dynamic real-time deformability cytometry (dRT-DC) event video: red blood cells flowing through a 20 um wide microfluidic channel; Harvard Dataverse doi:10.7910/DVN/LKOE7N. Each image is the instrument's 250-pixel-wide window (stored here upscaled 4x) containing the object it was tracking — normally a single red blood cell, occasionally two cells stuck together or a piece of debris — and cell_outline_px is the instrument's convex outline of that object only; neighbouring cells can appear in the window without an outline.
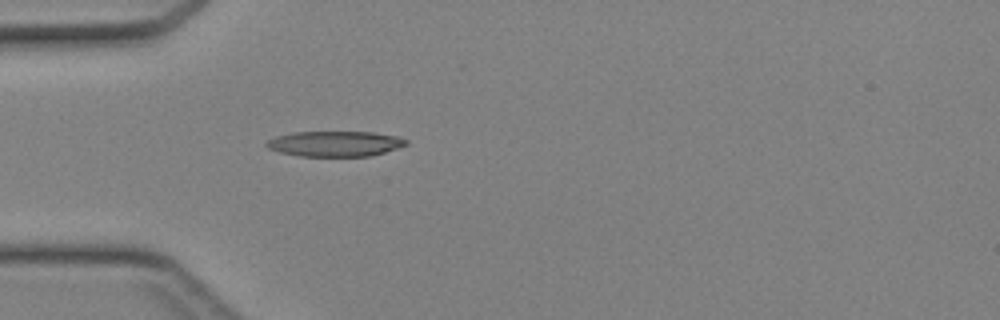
{"species": "Egyptian fruit bat (a non-hibernating species)", "species_latin": "Rousettus aegyptiacus", "temperature_condition": "cold", "stored_images_in_passage": 27, "camera_frame_rate_fps": 3000, "um_per_image_px": 0.085, "animal": {"sex": "female"}, "frame": {"image": 1, "passage_image": 1, "time_ms": 0.0, "image_size_px": [1000, 320], "cell_outline_px": [[408, 144], [400, 148], [372, 156], [300, 156], [280, 152], [268, 148], [264, 144], [268, 140], [276, 136], [296, 132], [372, 132], [396, 136], [408, 140]], "centroid_in_image_um": [28.51, 12.22], "position_along_channel_um": 56.5, "area_um2": 20.69}}
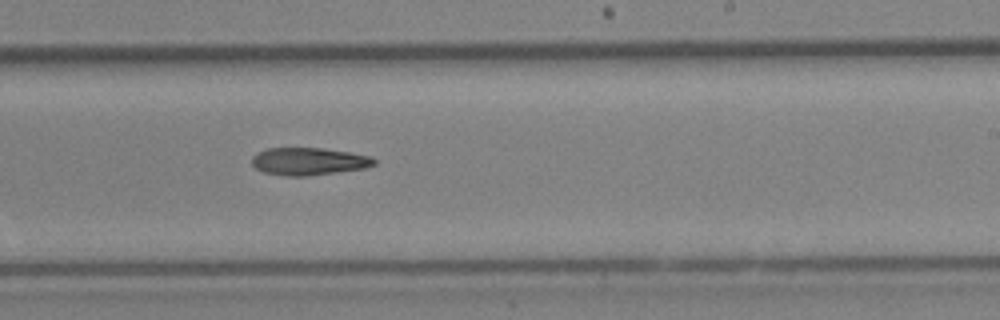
{"frame": {"image": 2, "passage_image": 15, "time_ms": 4.667, "image_size_px": [1000, 320], "cell_outline_px": [[376, 164], [364, 168], [336, 172], [304, 176], [288, 176], [264, 172], [256, 168], [252, 164], [252, 156], [256, 152], [268, 148], [324, 148], [372, 156], [376, 160]], "centroid_in_image_um": [26.23, 13.7], "position_along_channel_um": 262.8, "area_um2": 19.54}}
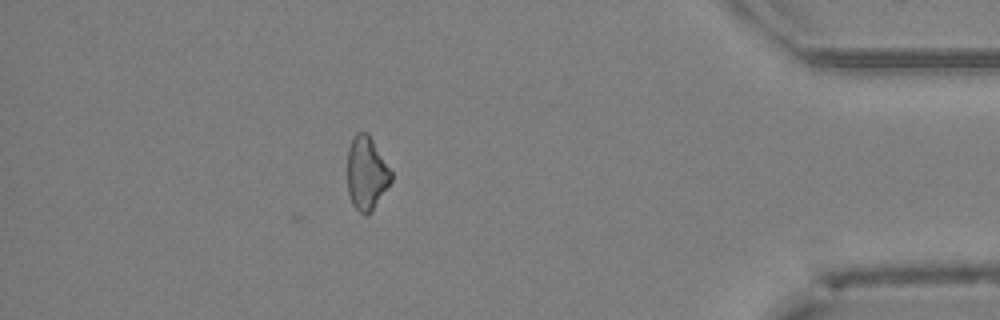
{"frame": {"image": 3, "passage_image": 27, "time_ms": 8.667, "image_size_px": [1000, 320], "cell_outline_px": [[392, 180], [372, 212], [368, 216], [364, 216], [352, 204], [348, 192], [348, 148], [352, 136], [356, 132], [368, 132], [392, 172]], "centroid_in_image_um": [31.15, 14.73], "position_along_channel_um": 404.0, "area_um2": 18.9}}